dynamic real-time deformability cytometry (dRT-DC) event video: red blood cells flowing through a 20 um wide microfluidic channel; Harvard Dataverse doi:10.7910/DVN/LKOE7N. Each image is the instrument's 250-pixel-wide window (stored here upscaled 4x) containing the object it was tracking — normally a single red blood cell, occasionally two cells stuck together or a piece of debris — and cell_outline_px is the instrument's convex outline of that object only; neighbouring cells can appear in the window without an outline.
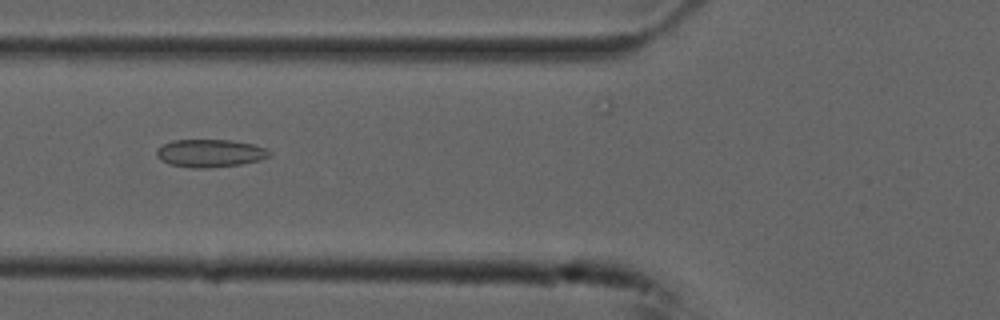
{"species": "common noctule bat (a hibernating species)", "species_latin": "Nyctalus noctula", "temperature_condition": "cold", "stored_images_in_passage": 24, "camera_frame_rate_fps": 3000, "um_per_image_px": 0.085, "animal": {"sex": "male", "forearm_length_mm": 52.5}, "frame": {"image": 1, "passage_image": 11, "time_ms": 3.333, "image_size_px": [1000, 320], "cell_outline_px": [[272, 156], [260, 160], [240, 164], [204, 168], [192, 168], [168, 164], [160, 160], [156, 156], [156, 152], [164, 144], [172, 140], [232, 140], [252, 144], [268, 148], [272, 152]], "centroid_in_image_um": [17.89, 13.02], "position_along_channel_um": 107.9, "area_um2": 18.38}}
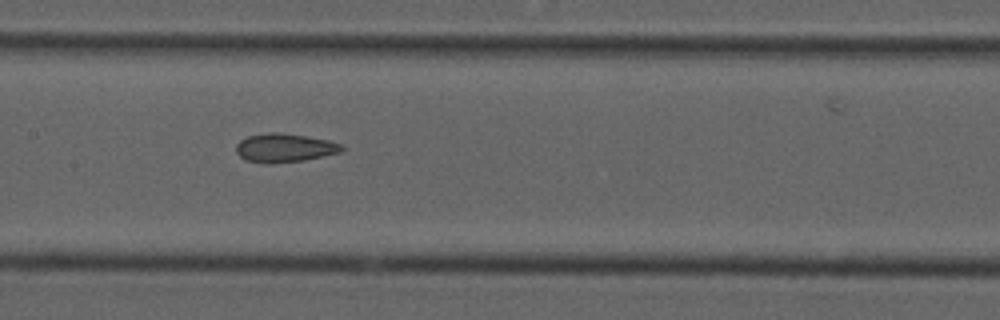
{"frame": {"image": 2, "passage_image": 17, "time_ms": 5.333, "image_size_px": [1000, 320], "cell_outline_px": [[344, 148], [340, 152], [304, 160], [268, 164], [244, 160], [236, 152], [236, 144], [240, 140], [248, 136], [272, 132], [276, 132], [304, 136], [328, 140], [340, 144]], "centroid_in_image_um": [24.14, 12.58], "position_along_channel_um": 183.3, "area_um2": 17.46}}
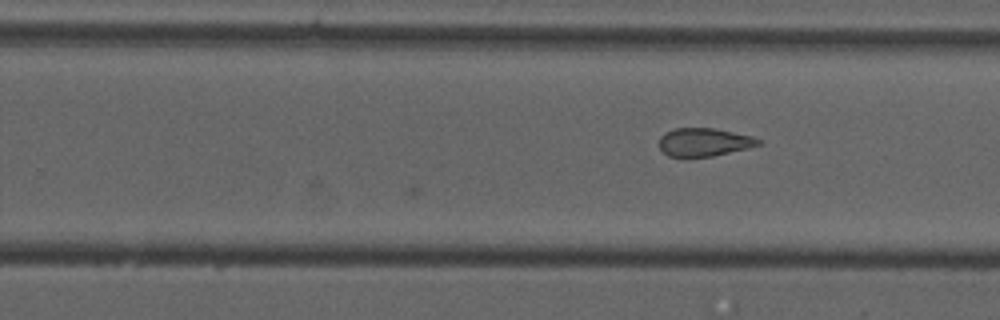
{"frame": {"image": 3, "passage_image": 24, "time_ms": 7.667, "image_size_px": [1000, 320], "cell_outline_px": [[760, 144], [748, 148], [712, 156], [668, 156], [660, 148], [660, 136], [664, 132], [676, 128], [716, 128], [752, 136], [760, 140]], "centroid_in_image_um": [59.84, 12.06], "position_along_channel_um": 270.0, "area_um2": 16.13}}